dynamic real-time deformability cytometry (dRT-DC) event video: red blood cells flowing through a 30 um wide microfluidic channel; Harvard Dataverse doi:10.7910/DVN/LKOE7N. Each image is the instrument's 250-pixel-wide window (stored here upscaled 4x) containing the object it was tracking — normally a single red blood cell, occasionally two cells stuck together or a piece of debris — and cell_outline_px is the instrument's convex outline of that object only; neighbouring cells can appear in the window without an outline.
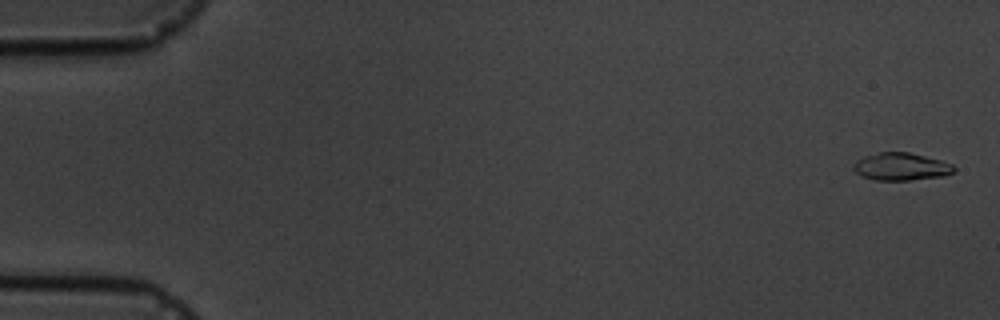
{"species": "common noctule bat (a hibernating species)", "species_latin": "Nyctalus noctula", "temperature_condition": "cold", "stored_images_in_passage": 6, "camera_frame_rate_fps": 3000, "um_per_image_px": 0.085, "animal": {"sex": "male", "body_mass_g": 19.5, "forearm_length_mm": 54.6}, "frame": {"image": 1, "passage_image": 1, "time_ms": 0.0, "image_size_px": [1000, 320], "cell_outline_px": [[956, 168], [952, 172], [944, 176], [908, 180], [872, 180], [860, 176], [852, 168], [852, 164], [856, 160], [864, 156], [880, 152], [908, 152], [940, 160], [952, 164]], "centroid_in_image_um": [76.54, 14.17], "position_along_channel_um": 8.5, "area_um2": 16.18}}
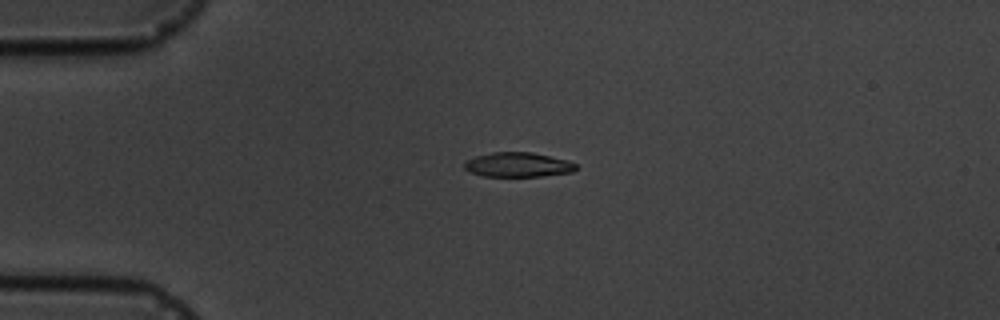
{"frame": {"image": 2, "passage_image": 4, "time_ms": 4.0, "image_size_px": [1000, 320], "cell_outline_px": [[576, 168], [572, 172], [540, 176], [484, 176], [468, 172], [464, 168], [464, 164], [468, 160], [476, 156], [492, 152], [532, 152], [568, 160], [576, 164]], "centroid_in_image_um": [44.01, 14.0], "position_along_channel_um": 41.0, "area_um2": 15.9}}
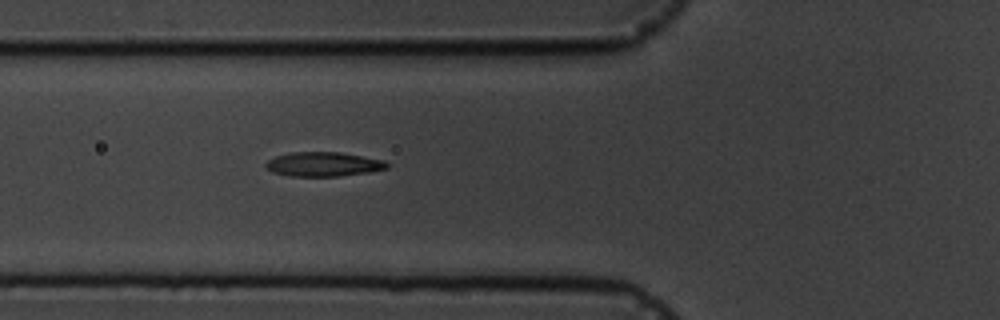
{"frame": {"image": 3, "passage_image": 6, "time_ms": 6.333, "image_size_px": [1000, 320], "cell_outline_px": [[388, 168], [368, 172], [340, 176], [288, 176], [272, 172], [264, 164], [268, 160], [276, 156], [292, 152], [340, 152], [384, 160], [388, 164]], "centroid_in_image_um": [27.48, 13.96], "position_along_channel_um": 98.3, "area_um2": 17.11}}